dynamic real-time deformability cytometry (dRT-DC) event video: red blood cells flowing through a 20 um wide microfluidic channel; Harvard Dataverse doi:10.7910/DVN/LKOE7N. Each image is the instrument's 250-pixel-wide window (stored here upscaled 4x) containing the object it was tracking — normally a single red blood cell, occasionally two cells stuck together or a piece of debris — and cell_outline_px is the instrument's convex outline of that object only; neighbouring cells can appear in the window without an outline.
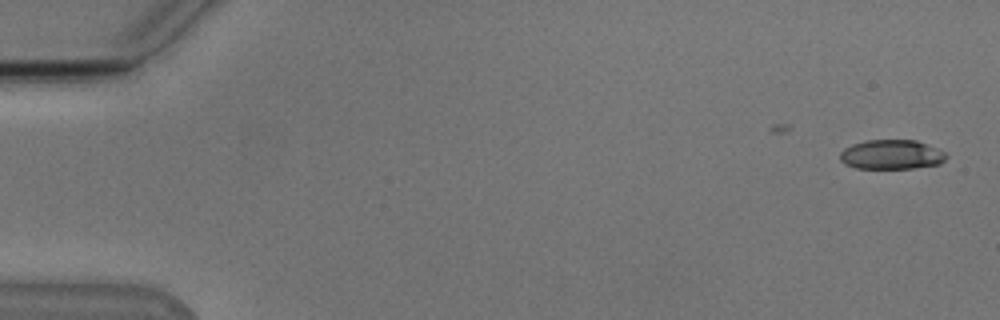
{"species": "Egyptian fruit bat (a non-hibernating species)", "species_latin": "Rousettus aegyptiacus", "temperature_condition": "cold", "stored_images_in_passage": 13, "camera_frame_rate_fps": 3000, "um_per_image_px": 0.085, "animal": {"sex": "male"}, "frame": {"image": 1, "passage_image": 1, "time_ms": 0.0, "image_size_px": [1000, 320], "cell_outline_px": [[948, 156], [940, 164], [912, 168], [856, 168], [844, 164], [840, 160], [840, 152], [844, 148], [852, 144], [864, 140], [916, 140], [936, 148], [944, 152]], "centroid_in_image_um": [75.75, 13.13], "position_along_channel_um": 9.3, "area_um2": 18.26}}
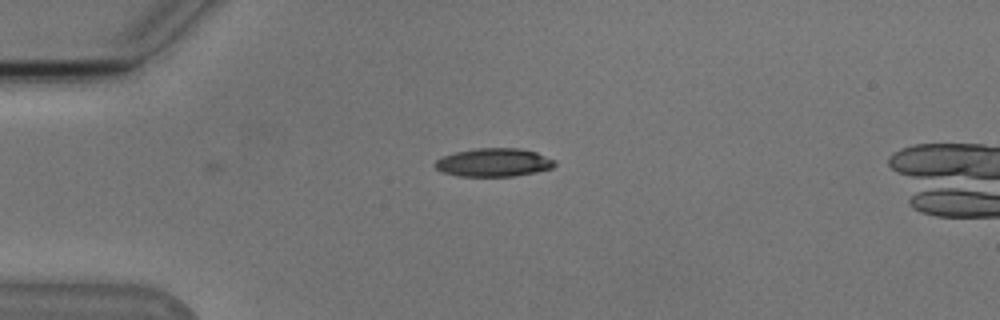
{"frame": {"image": 2, "passage_image": 13, "time_ms": 4.0, "image_size_px": [1000, 320], "cell_outline_px": [[556, 164], [552, 168], [536, 172], [512, 176], [456, 176], [440, 172], [432, 164], [436, 160], [444, 156], [456, 152], [476, 148], [520, 148], [536, 152], [556, 160]], "centroid_in_image_um": [41.95, 13.81], "position_along_channel_um": 43.0, "area_um2": 19.88}}